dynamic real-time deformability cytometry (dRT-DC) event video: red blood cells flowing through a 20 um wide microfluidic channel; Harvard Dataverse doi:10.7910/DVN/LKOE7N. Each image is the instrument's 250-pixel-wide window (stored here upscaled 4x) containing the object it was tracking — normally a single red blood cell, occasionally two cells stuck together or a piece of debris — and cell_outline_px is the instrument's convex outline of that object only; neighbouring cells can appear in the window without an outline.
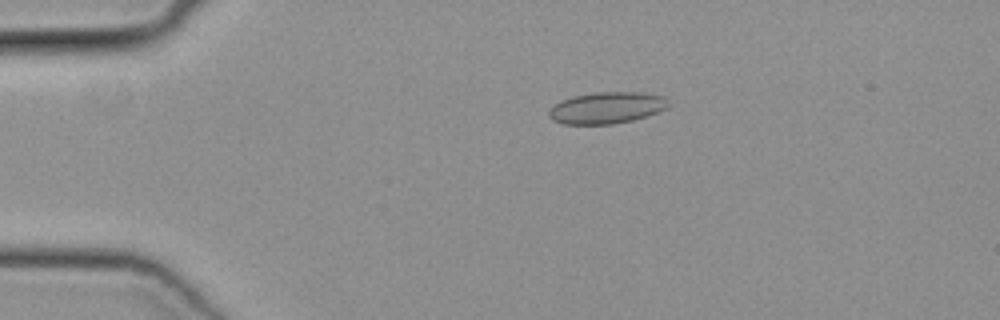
{"species": "common noctule bat (a hibernating species)", "species_latin": "Nyctalus noctula", "temperature_condition": "cold", "stored_images_in_passage": 47, "camera_frame_rate_fps": 3000, "um_per_image_px": 0.085, "animal": {"sex": "female", "body_mass_g": 19.3, "forearm_length_mm": 54.1}, "frame": {"image": 1, "passage_image": 8, "time_ms": 2.333, "image_size_px": [1000, 320], "cell_outline_px": [[672, 104], [668, 108], [632, 120], [612, 124], [564, 124], [552, 120], [548, 116], [548, 112], [560, 100], [572, 96], [596, 92], [640, 92], [664, 96]], "centroid_in_image_um": [51.58, 9.15], "position_along_channel_um": 33.4, "area_um2": 22.02}}
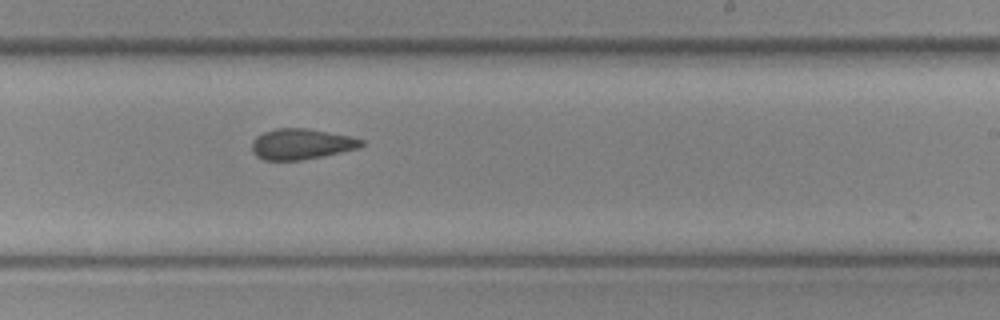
{"frame": {"image": 2, "passage_image": 28, "time_ms": 9.0, "image_size_px": [1000, 320], "cell_outline_px": [[364, 144], [356, 148], [340, 152], [300, 160], [264, 160], [256, 156], [252, 152], [252, 140], [256, 136], [264, 132], [276, 128], [304, 128], [348, 136], [364, 140]], "centroid_in_image_um": [25.54, 12.24], "position_along_channel_um": 263.5, "area_um2": 19.25}}
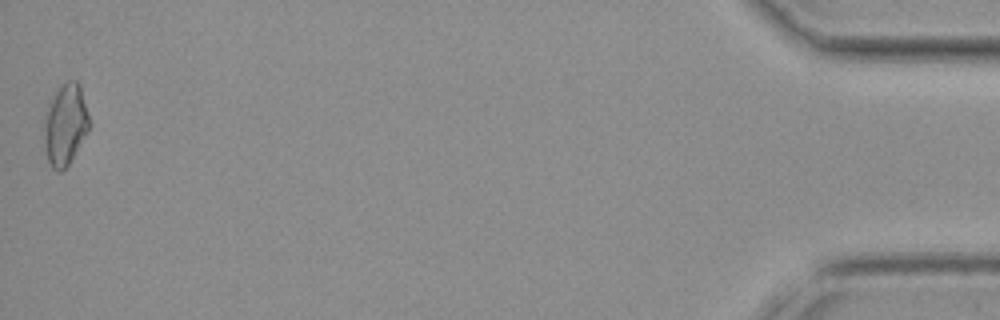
{"frame": {"image": 3, "passage_image": 47, "time_ms": 15.333, "image_size_px": [1000, 320], "cell_outline_px": [[88, 132], [68, 164], [60, 172], [56, 172], [52, 168], [48, 160], [44, 148], [44, 116], [48, 104], [60, 84], [68, 80], [76, 80], [80, 84], [88, 116]], "centroid_in_image_um": [5.52, 10.58], "position_along_channel_um": 429.7, "area_um2": 21.33}}